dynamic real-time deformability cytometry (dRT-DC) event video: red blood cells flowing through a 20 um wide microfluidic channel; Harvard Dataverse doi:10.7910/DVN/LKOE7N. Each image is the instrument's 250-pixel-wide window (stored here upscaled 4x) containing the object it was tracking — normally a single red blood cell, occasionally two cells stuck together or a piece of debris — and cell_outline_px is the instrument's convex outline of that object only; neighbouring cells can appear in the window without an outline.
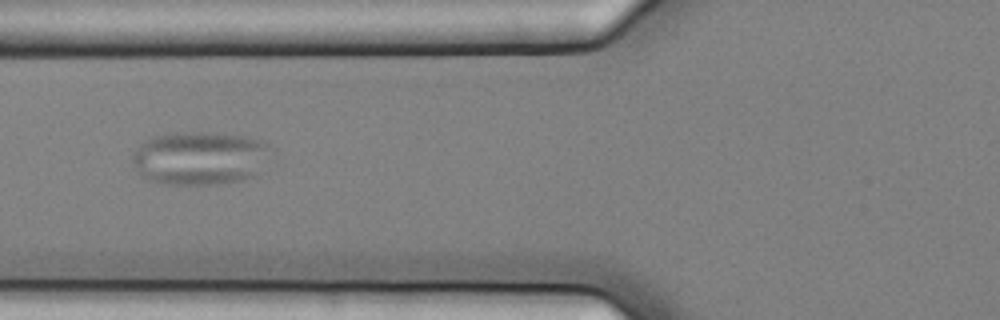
{"species": "common noctule bat (a hibernating species)", "species_latin": "Nyctalus noctula", "temperature_condition": "cold", "stored_images_in_passage": 7, "camera_frame_rate_fps": 3000, "um_per_image_px": 0.085, "animal": {"sex": "female", "body_mass_g": 25.1}, "frame": {"image": 1, "passage_image": 4, "time_ms": 1.0, "image_size_px": [1000, 320], "cell_outline_px": [[268, 148], [260, 176], [240, 180], [216, 184], [164, 184], [148, 180], [136, 172], [132, 164], [132, 156], [136, 148], [144, 140], [152, 136], [176, 132], [212, 132], [244, 136], [260, 140], [268, 144]], "centroid_in_image_um": [16.94, 13.44], "position_along_channel_um": 108.9, "area_um2": 43.52}}